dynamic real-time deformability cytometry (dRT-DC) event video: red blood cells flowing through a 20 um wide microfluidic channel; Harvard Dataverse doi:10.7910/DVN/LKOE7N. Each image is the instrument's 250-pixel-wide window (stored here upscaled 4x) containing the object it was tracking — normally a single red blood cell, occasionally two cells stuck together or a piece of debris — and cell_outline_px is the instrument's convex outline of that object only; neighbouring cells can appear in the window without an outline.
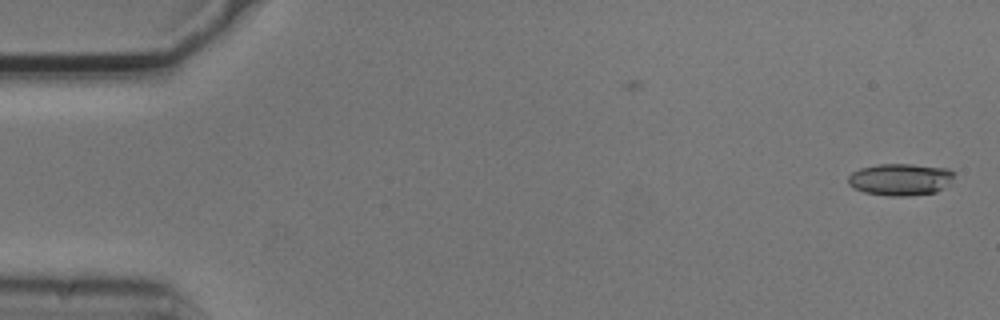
{"species": "common noctule bat (a hibernating species)", "species_latin": "Nyctalus noctula", "temperature_condition": "cold", "stored_images_in_passage": 5, "camera_frame_rate_fps": 3000, "um_per_image_px": 0.085, "animal": {"sex": "male", "body_mass_g": 20.5, "forearm_length_mm": 52.5}, "frame": {"image": 1, "passage_image": 1, "time_ms": 0.0, "image_size_px": [1000, 320], "cell_outline_px": [[952, 184], [936, 192], [908, 196], [888, 196], [864, 192], [848, 184], [848, 176], [852, 172], [860, 168], [876, 164], [912, 164], [948, 168], [952, 172]], "centroid_in_image_um": [76.54, 15.25], "position_along_channel_um": 8.5, "area_um2": 19.88}}
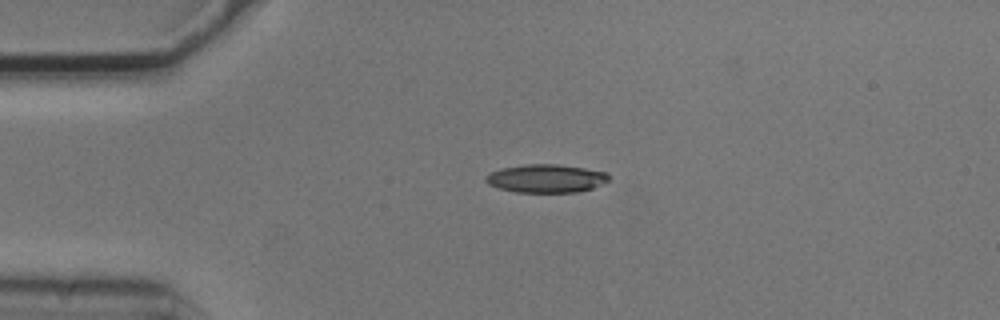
{"frame": {"image": 2, "passage_image": 4, "time_ms": 1.0, "image_size_px": [1000, 320], "cell_outline_px": [[608, 180], [592, 188], [576, 192], [516, 192], [500, 188], [488, 184], [484, 180], [484, 176], [488, 172], [500, 168], [524, 164], [556, 164], [584, 168], [608, 172]], "centroid_in_image_um": [46.35, 15.16], "position_along_channel_um": 38.6, "area_um2": 20.29}}